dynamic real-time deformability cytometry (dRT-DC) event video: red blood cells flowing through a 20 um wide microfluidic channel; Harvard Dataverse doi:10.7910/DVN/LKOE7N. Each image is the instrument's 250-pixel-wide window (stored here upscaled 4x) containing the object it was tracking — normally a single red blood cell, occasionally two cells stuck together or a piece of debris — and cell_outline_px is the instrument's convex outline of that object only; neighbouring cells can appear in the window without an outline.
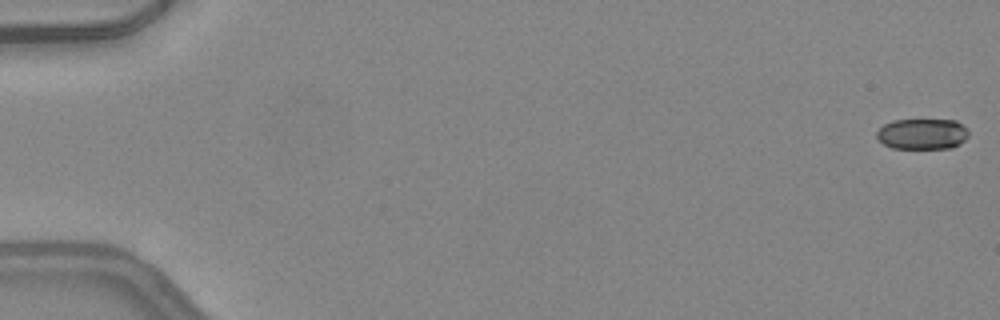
{"species": "common noctule bat (a hibernating species)", "species_latin": "Nyctalus noctula", "temperature_condition": "warm", "stored_images_in_passage": 50, "camera_frame_rate_fps": 3000, "um_per_image_px": 0.085, "animal": {"sex": "female", "body_mass_g": 24.6, "forearm_length_mm": 56.2}, "frame": {"image": 1, "passage_image": 1, "time_ms": 0.0, "image_size_px": [1000, 320], "cell_outline_px": [[968, 136], [960, 144], [952, 148], [892, 148], [884, 144], [876, 136], [876, 132], [884, 124], [892, 120], [956, 120], [968, 128]], "centroid_in_image_um": [78.42, 11.38], "position_along_channel_um": 6.6, "area_um2": 16.53}}
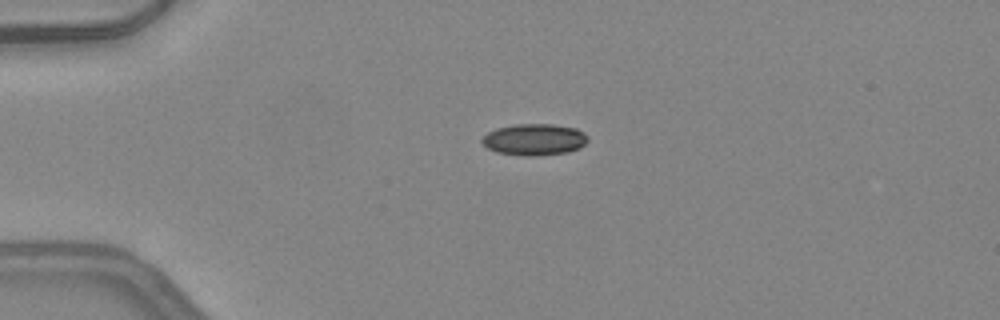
{"frame": {"image": 2, "passage_image": 13, "time_ms": 4.0, "image_size_px": [1000, 320], "cell_outline_px": [[588, 140], [580, 148], [568, 152], [536, 156], [524, 156], [496, 152], [488, 148], [480, 140], [488, 132], [496, 128], [516, 124], [552, 124], [576, 128], [584, 132], [588, 136]], "centroid_in_image_um": [45.43, 11.86], "position_along_channel_um": 39.6, "area_um2": 19.54}}
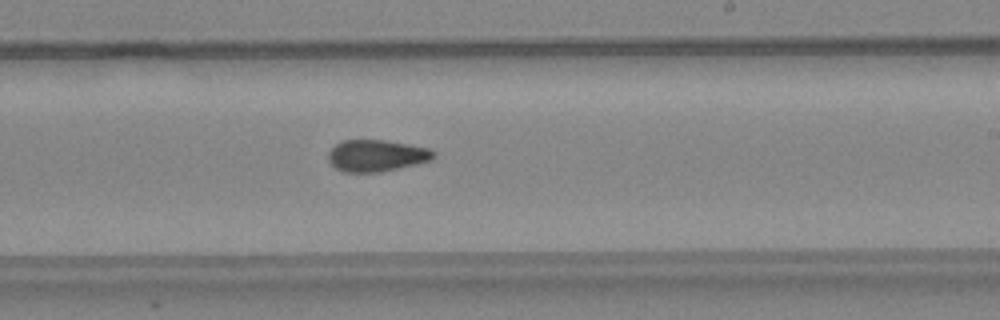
{"frame": {"image": 3, "passage_image": 31, "time_ms": 10.0, "image_size_px": [1000, 320], "cell_outline_px": [[436, 156], [432, 160], [416, 164], [380, 172], [344, 172], [336, 168], [328, 160], [328, 152], [336, 144], [344, 140], [384, 140], [432, 148], [436, 152]], "centroid_in_image_um": [32.04, 13.22], "position_along_channel_um": 257.0, "area_um2": 19.54}, "authors_computed_cell_mechanics": {"area_um2": 19.3341, "velocity_mm_per_s": 4.2584, "shape_relaxation_time_tau1_ms": null, "shape_relaxation_time_tau2_ms": 2.4962, "deformation_change_tau1": null, "deformation_change_tau2": 0.0762}}